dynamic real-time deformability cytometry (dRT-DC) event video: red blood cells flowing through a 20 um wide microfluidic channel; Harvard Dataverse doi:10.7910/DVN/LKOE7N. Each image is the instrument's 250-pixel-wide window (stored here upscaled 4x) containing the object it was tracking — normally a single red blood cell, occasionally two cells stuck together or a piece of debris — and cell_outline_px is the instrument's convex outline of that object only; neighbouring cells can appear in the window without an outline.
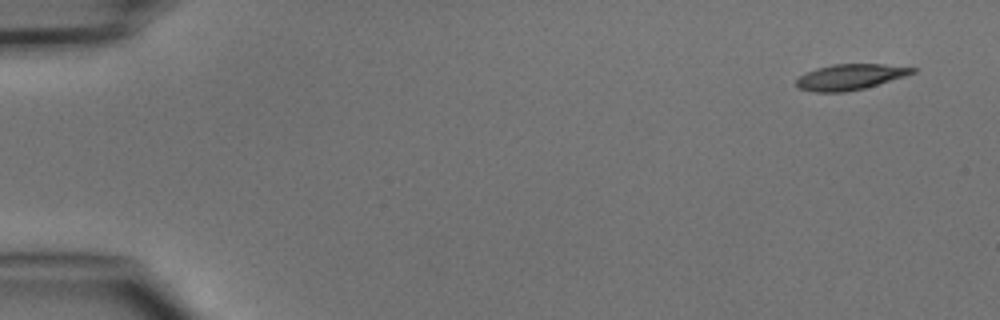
{"species": "common noctule bat (a hibernating species)", "species_latin": "Nyctalus noctula", "temperature_condition": "cold", "stored_images_in_passage": 5, "segment_of_instrument_passage": [2, 2], "camera_frame_rate_fps": 3000, "um_per_image_px": 0.085, "animal": {"sex": "male", "body_mass_g": 15.6}, "frame": {"image": 1, "passage_image": 5, "time_ms": 5.333, "image_size_px": [1000, 320], "cell_outline_px": [[920, 68], [916, 72], [904, 76], [864, 88], [844, 92], [812, 92], [796, 88], [796, 80], [800, 76], [816, 68], [832, 64], [880, 64]], "centroid_in_image_um": [72.24, 6.54], "position_along_channel_um": 12.8, "area_um2": 17.34}}